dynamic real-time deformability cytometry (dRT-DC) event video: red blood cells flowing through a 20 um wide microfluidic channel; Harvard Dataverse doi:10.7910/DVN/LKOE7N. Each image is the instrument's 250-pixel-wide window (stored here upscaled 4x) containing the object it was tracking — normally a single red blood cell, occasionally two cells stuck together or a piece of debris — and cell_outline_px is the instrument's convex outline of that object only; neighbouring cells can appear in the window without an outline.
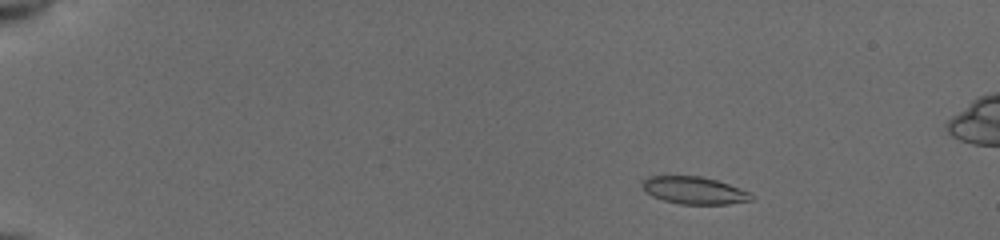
{"species": "common noctule bat (a hibernating species)", "species_latin": "Nyctalus noctula", "temperature_condition": "cold", "stored_images_in_passage": 52, "segment_of_instrument_passage": [1, 2], "camera_frame_rate_fps": 3000, "um_per_image_px": 0.085, "animal": {"sex": "female", "body_mass_g": 19.5, "forearm_length_mm": 54.1}, "frame": {"image": 1, "passage_image": 6, "time_ms": 1.667, "image_size_px": [1000, 240], "cell_outline_px": [[752, 200], [728, 204], [680, 204], [664, 200], [652, 196], [644, 188], [644, 180], [648, 176], [700, 176], [716, 180], [728, 184], [748, 192], [752, 196]], "centroid_in_image_um": [59.01, 16.19], "position_along_channel_um": 26.0, "area_um2": 16.99}}
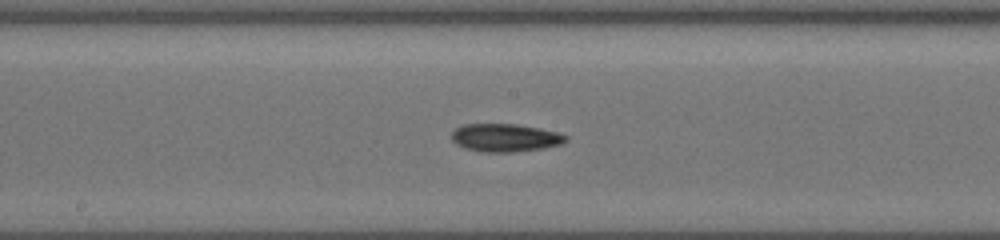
{"frame": {"image": 2, "passage_image": 28, "time_ms": 9.0, "image_size_px": [1000, 240], "cell_outline_px": [[568, 140], [560, 144], [544, 148], [512, 152], [484, 152], [464, 148], [456, 144], [452, 140], [452, 132], [456, 128], [464, 124], [516, 124], [540, 128], [556, 132], [568, 136]], "centroid_in_image_um": [42.93, 11.7], "position_along_channel_um": 205.3, "area_um2": 18.61}}
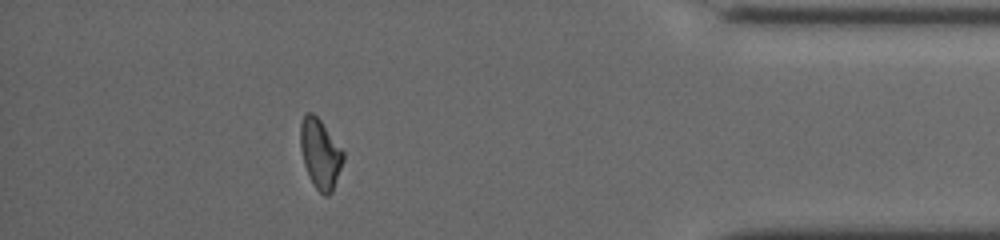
{"frame": {"image": 3, "passage_image": 46, "time_ms": 15.0, "image_size_px": [1000, 240], "cell_outline_px": [[344, 160], [332, 192], [328, 196], [324, 196], [312, 184], [304, 164], [300, 148], [300, 124], [304, 116], [308, 112], [312, 112], [320, 120], [344, 152]], "centroid_in_image_um": [27.21, 13.09], "position_along_channel_um": 408.0, "area_um2": 17.28}}